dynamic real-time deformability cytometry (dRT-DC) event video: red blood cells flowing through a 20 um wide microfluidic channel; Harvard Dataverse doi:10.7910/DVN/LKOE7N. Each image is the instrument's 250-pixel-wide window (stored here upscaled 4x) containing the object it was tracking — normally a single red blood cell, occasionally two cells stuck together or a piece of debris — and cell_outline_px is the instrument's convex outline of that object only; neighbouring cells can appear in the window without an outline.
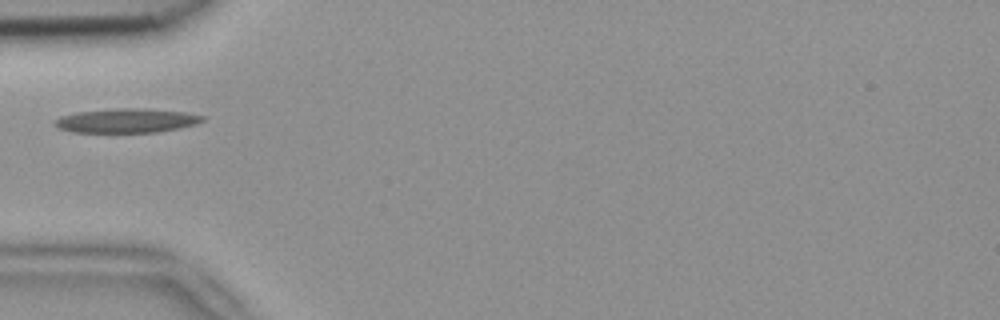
{"species": "common noctule bat (a hibernating species)", "species_latin": "Nyctalus noctula", "temperature_condition": "room temperature", "stored_images_in_passage": 6, "camera_frame_rate_fps": 3000, "um_per_image_px": 0.085, "animal": {"sex": "female", "body_mass_g": 18.4}, "frame": {"image": 1, "passage_image": 5, "time_ms": 1.333, "image_size_px": [1000, 320], "cell_outline_px": [[204, 120], [196, 124], [180, 128], [156, 132], [72, 132], [56, 128], [52, 124], [52, 120], [60, 116], [80, 112], [116, 108], [144, 108], [184, 112], [204, 116]], "centroid_in_image_um": [10.71, 10.25], "position_along_channel_um": 74.3, "area_um2": 20.92}}